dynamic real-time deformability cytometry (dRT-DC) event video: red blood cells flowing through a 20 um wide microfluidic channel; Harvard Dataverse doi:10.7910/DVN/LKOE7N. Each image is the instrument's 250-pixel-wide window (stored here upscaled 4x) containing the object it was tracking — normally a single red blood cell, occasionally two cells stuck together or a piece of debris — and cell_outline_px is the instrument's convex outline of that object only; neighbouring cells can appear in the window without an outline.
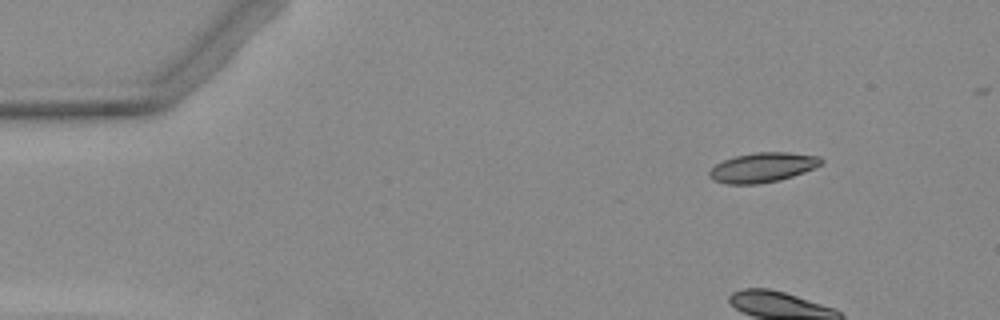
{"species": "Egyptian fruit bat (a non-hibernating species)", "species_latin": "Rousettus aegyptiacus", "temperature_condition": "warm", "stored_images_in_passage": 5, "camera_frame_rate_fps": 3000, "um_per_image_px": 0.085, "animal": {"sex": "female"}, "frame": {"image": 1, "passage_image": 2, "time_ms": 1.333, "image_size_px": [1000, 320], "cell_outline_px": [[824, 160], [816, 168], [780, 180], [756, 184], [728, 184], [712, 180], [708, 176], [708, 172], [716, 164], [724, 160], [736, 156], [756, 152], [788, 152], [820, 156]], "centroid_in_image_um": [64.83, 14.23], "position_along_channel_um": 20.2, "area_um2": 19.36}}